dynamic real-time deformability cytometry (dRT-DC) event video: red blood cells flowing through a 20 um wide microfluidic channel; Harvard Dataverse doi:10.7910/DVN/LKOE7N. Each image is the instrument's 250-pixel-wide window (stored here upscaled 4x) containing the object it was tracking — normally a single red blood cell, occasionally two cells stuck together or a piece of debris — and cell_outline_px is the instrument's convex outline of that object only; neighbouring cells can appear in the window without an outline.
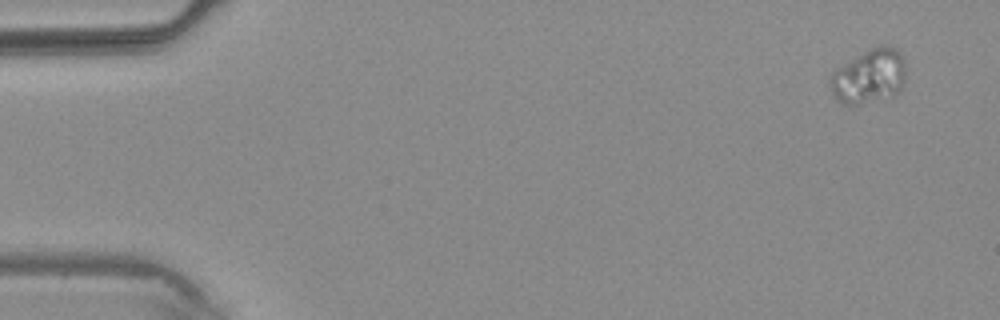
{"species": "common noctule bat (a hibernating species)", "species_latin": "Nyctalus noctula", "temperature_condition": "warm", "stored_images_in_passage": 5, "camera_frame_rate_fps": 3000, "um_per_image_px": 0.085, "animal": {"sex": "male", "body_mass_g": 20.4}, "frame": {"image": 1, "passage_image": 1, "time_ms": 0.0, "image_size_px": [1000, 320], "cell_outline_px": [[904, 84], [900, 92], [892, 96], [856, 104], [840, 104], [836, 100], [828, 84], [828, 80], [832, 72], [836, 68], [868, 48], [880, 44], [892, 44], [904, 56]], "centroid_in_image_um": [73.86, 6.44], "position_along_channel_um": 11.1, "area_um2": 24.51}}
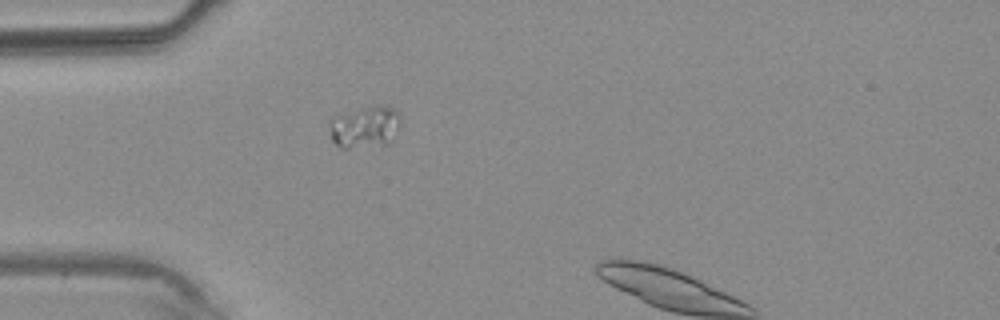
{"frame": {"image": 2, "passage_image": 4, "time_ms": 3.333, "image_size_px": [1000, 320], "cell_outline_px": [[400, 124], [392, 144], [348, 148], [340, 148], [332, 140], [328, 120], [332, 116], [360, 108], [376, 104], [388, 104], [396, 108], [400, 116]], "centroid_in_image_um": [31.06, 10.76], "position_along_channel_um": 53.9, "area_um2": 18.09}}